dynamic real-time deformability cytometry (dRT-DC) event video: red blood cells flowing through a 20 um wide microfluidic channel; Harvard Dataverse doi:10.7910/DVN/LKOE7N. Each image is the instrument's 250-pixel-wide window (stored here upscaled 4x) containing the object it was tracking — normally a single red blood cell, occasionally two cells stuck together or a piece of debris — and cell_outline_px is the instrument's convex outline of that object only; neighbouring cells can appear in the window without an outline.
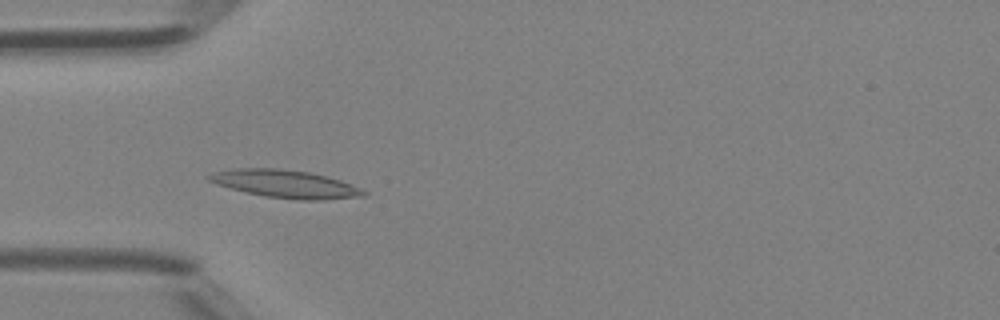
{"species": "Egyptian fruit bat (a non-hibernating species)", "species_latin": "Rousettus aegyptiacus", "temperature_condition": "room temperature", "stored_images_in_passage": 36, "camera_frame_rate_fps": 3000, "um_per_image_px": 0.085, "animal": {"sex": "female"}, "frame": {"image": 1, "passage_image": 3, "time_ms": 0.667, "image_size_px": [1000, 320], "cell_outline_px": [[368, 196], [324, 200], [296, 200], [264, 196], [216, 184], [208, 180], [204, 176], [212, 172], [232, 168], [280, 168], [308, 172], [328, 176], [340, 180], [360, 188], [368, 192]], "centroid_in_image_um": [24.27, 15.63], "position_along_channel_um": 60.7, "area_um2": 25.32}}
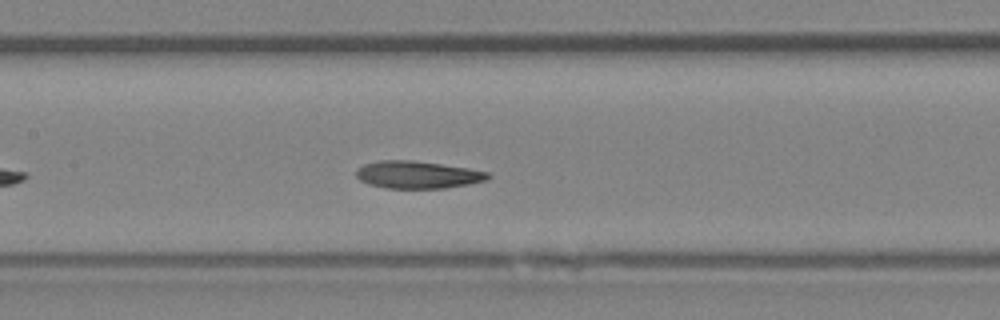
{"frame": {"image": 2, "passage_image": 11, "time_ms": 3.333, "image_size_px": [1000, 320], "cell_outline_px": [[492, 176], [488, 180], [468, 184], [444, 188], [384, 188], [368, 184], [360, 180], [356, 176], [356, 172], [364, 164], [380, 160], [412, 160], [468, 168], [488, 172]], "centroid_in_image_um": [35.51, 14.85], "position_along_channel_um": 171.9, "area_um2": 20.98}}
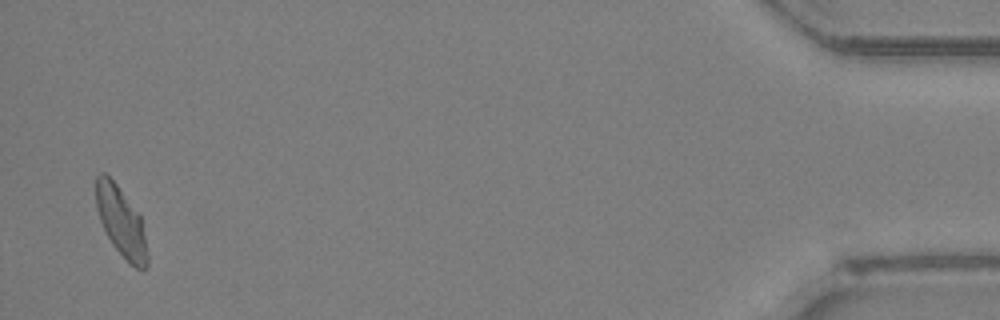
{"frame": {"image": 3, "passage_image": 35, "time_ms": 11.333, "image_size_px": [1000, 320], "cell_outline_px": [[148, 268], [136, 268], [128, 264], [112, 244], [100, 220], [96, 208], [96, 176], [100, 172], [104, 172], [116, 184], [140, 216], [148, 256]], "centroid_in_image_um": [10.28, 18.88], "position_along_channel_um": 424.9, "area_um2": 20.52}, "authors_computed_cell_mechanics": {"area_um2": 21.2704, "velocity_mm_per_s": 4.269, "shape_relaxation_time_tau1_ms": 6.2193, "shape_relaxation_time_tau2_ms": 2.4904, "deformation_change_tau1": 0.1675, "deformation_change_tau2": 0.0871}}